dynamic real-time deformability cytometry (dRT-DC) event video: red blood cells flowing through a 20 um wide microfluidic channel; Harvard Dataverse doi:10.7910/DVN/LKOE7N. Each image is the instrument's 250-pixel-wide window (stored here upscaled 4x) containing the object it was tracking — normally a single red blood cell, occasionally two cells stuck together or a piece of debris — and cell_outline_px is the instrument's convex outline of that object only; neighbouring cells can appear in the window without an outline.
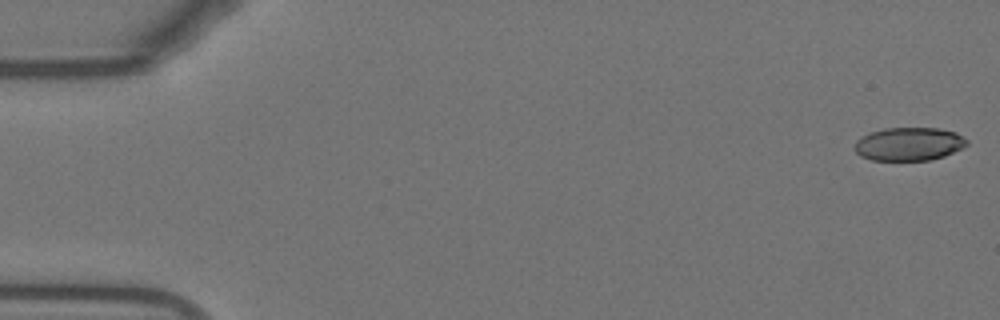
{"species": "Egyptian fruit bat (a non-hibernating species)", "species_latin": "Rousettus aegyptiacus", "temperature_condition": "warm", "stored_images_in_passage": 50, "camera_frame_rate_fps": 3000, "um_per_image_px": 0.085, "animal": {"sex": "female"}, "frame": {"image": 1, "passage_image": 1, "time_ms": 0.0, "image_size_px": [1000, 320], "cell_outline_px": [[968, 144], [944, 156], [928, 160], [872, 160], [860, 156], [852, 148], [856, 140], [860, 136], [884, 128], [940, 128], [956, 132], [968, 140]], "centroid_in_image_um": [77.22, 12.23], "position_along_channel_um": 7.8, "area_um2": 21.85}}
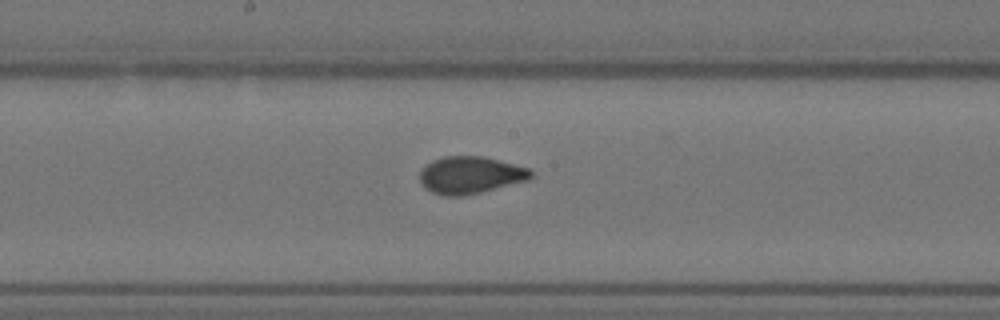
{"frame": {"image": 2, "passage_image": 28, "time_ms": 9.0, "image_size_px": [1000, 320], "cell_outline_px": [[532, 180], [480, 192], [460, 196], [444, 196], [432, 192], [424, 188], [420, 180], [420, 168], [432, 160], [444, 156], [484, 156], [528, 168], [532, 172]], "centroid_in_image_um": [39.97, 14.88], "position_along_channel_um": 208.2, "area_um2": 24.28}}
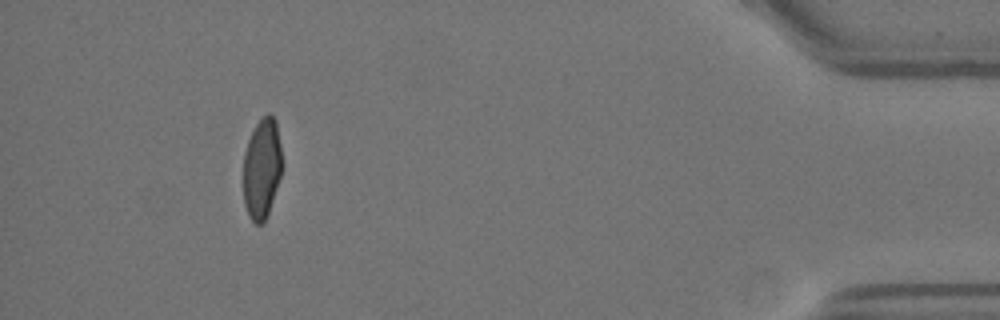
{"frame": {"image": 3, "passage_image": 49, "time_ms": 16.0, "image_size_px": [1000, 320], "cell_outline_px": [[280, 176], [264, 224], [256, 224], [248, 216], [244, 204], [244, 152], [248, 140], [256, 124], [268, 112], [272, 112], [276, 120], [280, 144]], "centroid_in_image_um": [22.24, 14.31], "position_along_channel_um": 413.0, "area_um2": 22.37}}